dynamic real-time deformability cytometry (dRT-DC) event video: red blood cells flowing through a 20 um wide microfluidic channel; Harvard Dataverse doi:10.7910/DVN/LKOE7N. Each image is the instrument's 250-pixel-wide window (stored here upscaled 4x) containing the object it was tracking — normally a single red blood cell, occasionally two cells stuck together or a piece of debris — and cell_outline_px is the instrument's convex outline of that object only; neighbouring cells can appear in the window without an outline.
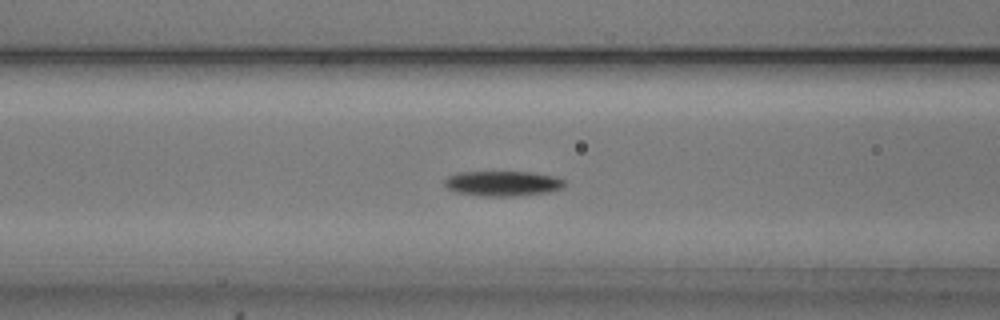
{"species": "common noctule bat (a hibernating species)", "species_latin": "Nyctalus noctula", "temperature_condition": "cold", "stored_images_in_passage": 54, "camera_frame_rate_fps": 3000, "um_per_image_px": 0.085, "animal": {"sex": "male", "body_mass_g": 20.5, "forearm_length_mm": 52.5}, "frame": {"image": 1, "passage_image": 22, "time_ms": 7.0, "image_size_px": [1000, 320], "cell_outline_px": [[568, 184], [564, 188], [548, 192], [512, 196], [480, 196], [456, 192], [448, 188], [444, 184], [444, 180], [448, 176], [456, 172], [532, 172], [556, 176], [564, 180]], "centroid_in_image_um": [42.76, 15.59], "position_along_channel_um": 123.8, "area_um2": 17.74}}
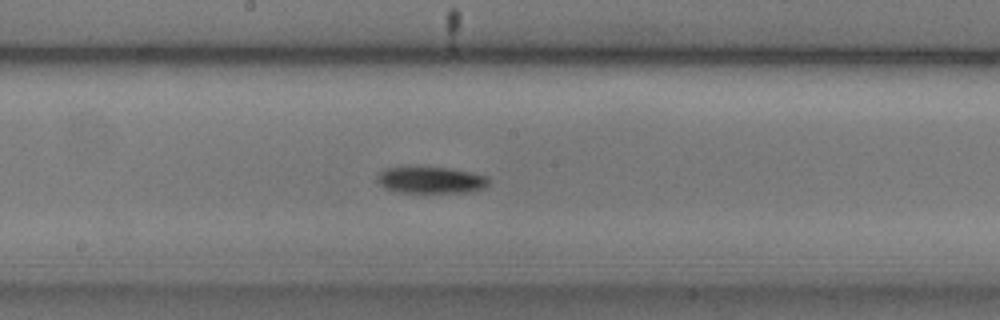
{"frame": {"image": 2, "passage_image": 29, "time_ms": 9.333, "image_size_px": [1000, 320], "cell_outline_px": [[488, 184], [484, 188], [472, 192], [400, 192], [384, 188], [380, 184], [380, 172], [384, 168], [400, 164], [408, 164], [448, 168], [472, 172], [488, 176]], "centroid_in_image_um": [36.6, 15.25], "position_along_channel_um": 211.6, "area_um2": 17.92}}
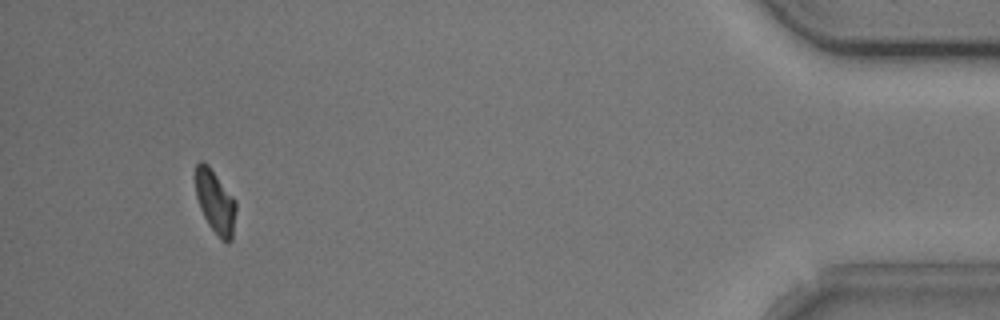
{"frame": {"image": 3, "passage_image": 51, "time_ms": 16.667, "image_size_px": [1000, 320], "cell_outline_px": [[236, 208], [232, 240], [228, 244], [220, 240], [208, 224], [200, 208], [196, 196], [196, 164], [200, 160], [204, 160], [208, 164], [236, 200]], "centroid_in_image_um": [18.31, 17.17], "position_along_channel_um": 416.9, "area_um2": 15.09}, "authors_computed_cell_mechanics": {"area_um2": 16.5597, "velocity_mm_per_s": 3.753, "shape_relaxation_time_tau1_ms": 2.9531, "shape_relaxation_time_tau2_ms": null, "deformation_change_tau1": 0.1012, "deformation_change_tau2": null}}